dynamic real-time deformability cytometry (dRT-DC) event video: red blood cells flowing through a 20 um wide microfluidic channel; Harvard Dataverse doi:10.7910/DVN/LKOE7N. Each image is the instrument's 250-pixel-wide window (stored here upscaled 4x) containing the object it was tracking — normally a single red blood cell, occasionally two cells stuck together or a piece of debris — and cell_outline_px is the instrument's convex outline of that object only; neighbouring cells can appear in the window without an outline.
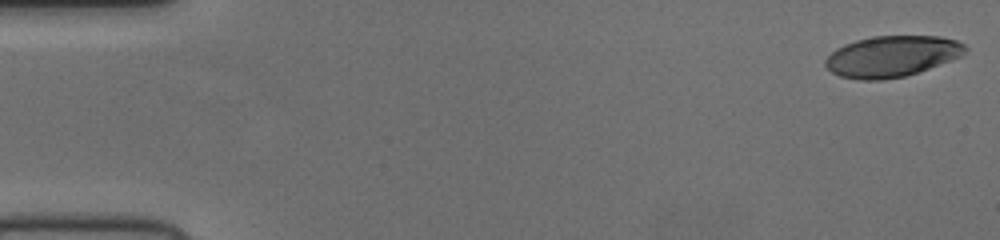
{"species": "human", "species_latin": "Homo sapiens", "temperature_condition": "cold", "stored_images_in_passage": 52, "camera_frame_rate_fps": 3000, "um_per_image_px": 0.085, "donor": {"sex": "female"}, "frame": {"image": 1, "passage_image": 1, "time_ms": 0.0, "image_size_px": [1000, 240], "cell_outline_px": [[968, 48], [960, 56], [928, 68], [904, 76], [884, 80], [860, 80], [840, 76], [832, 72], [824, 64], [824, 60], [836, 48], [844, 44], [856, 40], [872, 36], [940, 36], [956, 40], [964, 44]], "centroid_in_image_um": [75.77, 4.78], "position_along_channel_um": 9.2, "area_um2": 33.23}}
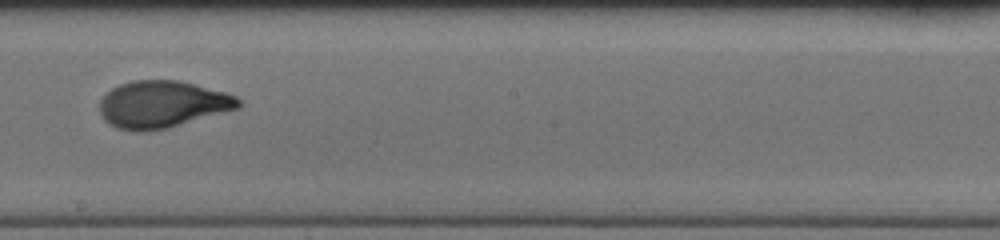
{"frame": {"image": 2, "passage_image": 30, "time_ms": 9.667, "image_size_px": [1000, 240], "cell_outline_px": [[240, 108], [168, 128], [148, 132], [136, 132], [116, 128], [108, 124], [104, 120], [100, 112], [100, 100], [112, 88], [120, 84], [132, 80], [180, 80], [228, 92], [236, 96], [240, 100]], "centroid_in_image_um": [13.81, 8.87], "position_along_channel_um": 234.4, "area_um2": 38.49}}
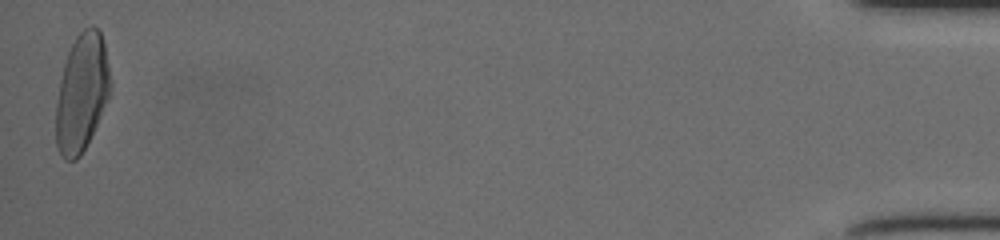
{"frame": {"image": 3, "passage_image": 52, "time_ms": 17.0, "image_size_px": [1000, 240], "cell_outline_px": [[112, 88], [96, 124], [80, 156], [76, 160], [64, 160], [56, 144], [56, 104], [60, 80], [64, 64], [68, 52], [76, 36], [84, 28], [92, 24], [100, 32], [104, 40], [112, 84]], "centroid_in_image_um": [6.96, 7.84], "position_along_channel_um": 428.2, "area_um2": 37.11}}